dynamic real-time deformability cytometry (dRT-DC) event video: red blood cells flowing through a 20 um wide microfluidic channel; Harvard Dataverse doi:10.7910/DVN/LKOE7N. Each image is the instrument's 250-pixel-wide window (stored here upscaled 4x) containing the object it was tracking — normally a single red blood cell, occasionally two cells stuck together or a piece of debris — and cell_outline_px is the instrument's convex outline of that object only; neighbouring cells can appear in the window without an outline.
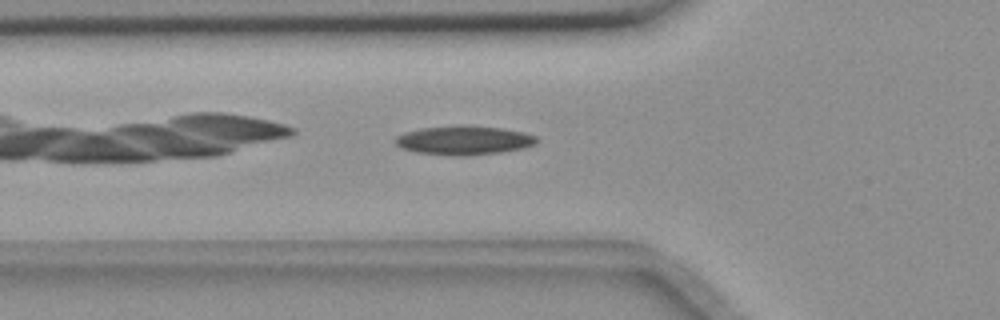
{"species": "common noctule bat (a hibernating species)", "species_latin": "Nyctalus noctula", "temperature_condition": "room temperature", "stored_images_in_passage": 31, "camera_frame_rate_fps": 3000, "um_per_image_px": 0.085, "animal": {"sex": "female", "body_mass_g": 18.4}, "frame": {"image": 1, "passage_image": 3, "time_ms": 0.667, "image_size_px": [1000, 320], "cell_outline_px": [[540, 140], [536, 144], [524, 148], [500, 152], [416, 152], [400, 148], [392, 140], [396, 136], [404, 132], [420, 128], [456, 124], [500, 128], [524, 132], [536, 136]], "centroid_in_image_um": [39.43, 11.85], "position_along_channel_um": 86.4, "area_um2": 22.95}}
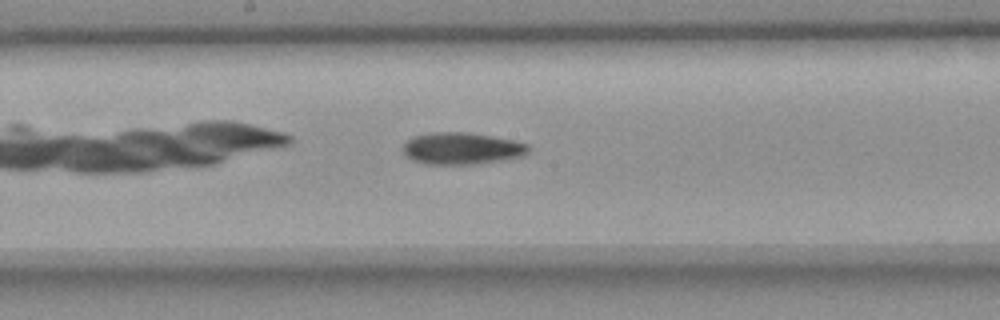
{"frame": {"image": 2, "passage_image": 13, "time_ms": 4.0, "image_size_px": [1000, 320], "cell_outline_px": [[532, 148], [524, 156], [504, 160], [480, 164], [424, 164], [412, 160], [404, 152], [404, 144], [412, 136], [432, 132], [464, 132], [492, 136], [512, 140], [528, 144]], "centroid_in_image_um": [39.29, 12.62], "position_along_channel_um": 208.9, "area_um2": 23.47}}
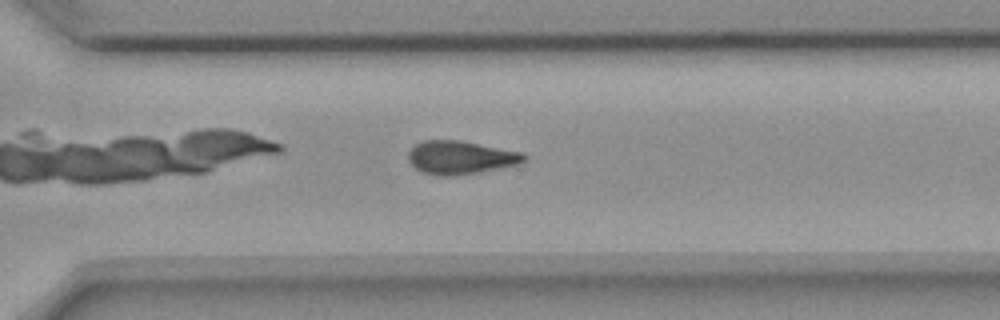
{"frame": {"image": 3, "passage_image": 23, "time_ms": 7.333, "image_size_px": [1000, 320], "cell_outline_px": [[528, 156], [520, 164], [504, 168], [452, 176], [436, 176], [424, 172], [416, 168], [408, 160], [408, 152], [416, 144], [424, 140], [460, 140], [524, 152]], "centroid_in_image_um": [39.19, 13.39], "position_along_channel_um": 331.4, "area_um2": 22.66}, "authors_computed_cell_mechanics": {"area_um2": 22.831, "velocity_mm_per_s": 3.674, "shape_relaxation_time_tau1_ms": 8.3933, "shape_relaxation_time_tau2_ms": null, "deformation_change_tau1": 0.1891, "deformation_change_tau2": null}}